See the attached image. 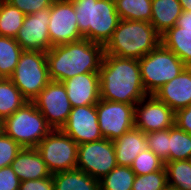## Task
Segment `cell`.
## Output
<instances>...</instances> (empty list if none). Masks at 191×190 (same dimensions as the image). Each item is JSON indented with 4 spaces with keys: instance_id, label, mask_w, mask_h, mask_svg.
Wrapping results in <instances>:
<instances>
[{
    "instance_id": "1",
    "label": "cell",
    "mask_w": 191,
    "mask_h": 190,
    "mask_svg": "<svg viewBox=\"0 0 191 190\" xmlns=\"http://www.w3.org/2000/svg\"><path fill=\"white\" fill-rule=\"evenodd\" d=\"M100 98L106 101L137 104L147 96L139 61L104 54L99 70Z\"/></svg>"
},
{
    "instance_id": "2",
    "label": "cell",
    "mask_w": 191,
    "mask_h": 190,
    "mask_svg": "<svg viewBox=\"0 0 191 190\" xmlns=\"http://www.w3.org/2000/svg\"><path fill=\"white\" fill-rule=\"evenodd\" d=\"M104 45L88 39L51 47L46 52L49 79L63 82L79 74L99 72Z\"/></svg>"
},
{
    "instance_id": "3",
    "label": "cell",
    "mask_w": 191,
    "mask_h": 190,
    "mask_svg": "<svg viewBox=\"0 0 191 190\" xmlns=\"http://www.w3.org/2000/svg\"><path fill=\"white\" fill-rule=\"evenodd\" d=\"M161 44V35L150 22L120 19L104 45L105 54L140 59Z\"/></svg>"
},
{
    "instance_id": "4",
    "label": "cell",
    "mask_w": 191,
    "mask_h": 190,
    "mask_svg": "<svg viewBox=\"0 0 191 190\" xmlns=\"http://www.w3.org/2000/svg\"><path fill=\"white\" fill-rule=\"evenodd\" d=\"M83 39L105 45L120 20L114 0H71Z\"/></svg>"
},
{
    "instance_id": "5",
    "label": "cell",
    "mask_w": 191,
    "mask_h": 190,
    "mask_svg": "<svg viewBox=\"0 0 191 190\" xmlns=\"http://www.w3.org/2000/svg\"><path fill=\"white\" fill-rule=\"evenodd\" d=\"M3 130L22 147L35 148L53 129L35 103L28 101L3 120Z\"/></svg>"
},
{
    "instance_id": "6",
    "label": "cell",
    "mask_w": 191,
    "mask_h": 190,
    "mask_svg": "<svg viewBox=\"0 0 191 190\" xmlns=\"http://www.w3.org/2000/svg\"><path fill=\"white\" fill-rule=\"evenodd\" d=\"M138 61L142 83L147 94H154L186 67L174 52L162 44Z\"/></svg>"
},
{
    "instance_id": "7",
    "label": "cell",
    "mask_w": 191,
    "mask_h": 190,
    "mask_svg": "<svg viewBox=\"0 0 191 190\" xmlns=\"http://www.w3.org/2000/svg\"><path fill=\"white\" fill-rule=\"evenodd\" d=\"M10 79L28 101H33L51 81L46 52L24 50Z\"/></svg>"
},
{
    "instance_id": "8",
    "label": "cell",
    "mask_w": 191,
    "mask_h": 190,
    "mask_svg": "<svg viewBox=\"0 0 191 190\" xmlns=\"http://www.w3.org/2000/svg\"><path fill=\"white\" fill-rule=\"evenodd\" d=\"M35 148L51 174L76 168L78 144L61 129L52 130Z\"/></svg>"
},
{
    "instance_id": "9",
    "label": "cell",
    "mask_w": 191,
    "mask_h": 190,
    "mask_svg": "<svg viewBox=\"0 0 191 190\" xmlns=\"http://www.w3.org/2000/svg\"><path fill=\"white\" fill-rule=\"evenodd\" d=\"M117 164L113 141L103 138L90 143L78 144L76 168L101 180Z\"/></svg>"
},
{
    "instance_id": "10",
    "label": "cell",
    "mask_w": 191,
    "mask_h": 190,
    "mask_svg": "<svg viewBox=\"0 0 191 190\" xmlns=\"http://www.w3.org/2000/svg\"><path fill=\"white\" fill-rule=\"evenodd\" d=\"M135 105L100 98L96 111L103 138L113 141L134 127Z\"/></svg>"
},
{
    "instance_id": "11",
    "label": "cell",
    "mask_w": 191,
    "mask_h": 190,
    "mask_svg": "<svg viewBox=\"0 0 191 190\" xmlns=\"http://www.w3.org/2000/svg\"><path fill=\"white\" fill-rule=\"evenodd\" d=\"M33 102L53 130L61 129L66 124L72 110L62 82L50 81Z\"/></svg>"
},
{
    "instance_id": "12",
    "label": "cell",
    "mask_w": 191,
    "mask_h": 190,
    "mask_svg": "<svg viewBox=\"0 0 191 190\" xmlns=\"http://www.w3.org/2000/svg\"><path fill=\"white\" fill-rule=\"evenodd\" d=\"M52 47L83 39L79 32L76 12L71 0H54L48 23Z\"/></svg>"
},
{
    "instance_id": "13",
    "label": "cell",
    "mask_w": 191,
    "mask_h": 190,
    "mask_svg": "<svg viewBox=\"0 0 191 190\" xmlns=\"http://www.w3.org/2000/svg\"><path fill=\"white\" fill-rule=\"evenodd\" d=\"M174 120L175 112L153 94L135 105L134 127L144 133L167 130L174 125Z\"/></svg>"
},
{
    "instance_id": "14",
    "label": "cell",
    "mask_w": 191,
    "mask_h": 190,
    "mask_svg": "<svg viewBox=\"0 0 191 190\" xmlns=\"http://www.w3.org/2000/svg\"><path fill=\"white\" fill-rule=\"evenodd\" d=\"M61 130L77 144L103 139L98 124L96 104L72 108L68 120Z\"/></svg>"
},
{
    "instance_id": "15",
    "label": "cell",
    "mask_w": 191,
    "mask_h": 190,
    "mask_svg": "<svg viewBox=\"0 0 191 190\" xmlns=\"http://www.w3.org/2000/svg\"><path fill=\"white\" fill-rule=\"evenodd\" d=\"M49 20L50 8L25 15L23 25L15 37L23 50L47 52L52 47L49 39Z\"/></svg>"
},
{
    "instance_id": "16",
    "label": "cell",
    "mask_w": 191,
    "mask_h": 190,
    "mask_svg": "<svg viewBox=\"0 0 191 190\" xmlns=\"http://www.w3.org/2000/svg\"><path fill=\"white\" fill-rule=\"evenodd\" d=\"M62 83L72 108L94 105L100 100L99 72L79 74Z\"/></svg>"
},
{
    "instance_id": "17",
    "label": "cell",
    "mask_w": 191,
    "mask_h": 190,
    "mask_svg": "<svg viewBox=\"0 0 191 190\" xmlns=\"http://www.w3.org/2000/svg\"><path fill=\"white\" fill-rule=\"evenodd\" d=\"M174 112L191 104V67L186 66L181 73L161 86L153 94Z\"/></svg>"
},
{
    "instance_id": "18",
    "label": "cell",
    "mask_w": 191,
    "mask_h": 190,
    "mask_svg": "<svg viewBox=\"0 0 191 190\" xmlns=\"http://www.w3.org/2000/svg\"><path fill=\"white\" fill-rule=\"evenodd\" d=\"M11 167L21 182L52 175L36 148L23 147Z\"/></svg>"
},
{
    "instance_id": "19",
    "label": "cell",
    "mask_w": 191,
    "mask_h": 190,
    "mask_svg": "<svg viewBox=\"0 0 191 190\" xmlns=\"http://www.w3.org/2000/svg\"><path fill=\"white\" fill-rule=\"evenodd\" d=\"M113 144L118 166L131 167L137 155L148 149L146 133L136 127L113 140Z\"/></svg>"
},
{
    "instance_id": "20",
    "label": "cell",
    "mask_w": 191,
    "mask_h": 190,
    "mask_svg": "<svg viewBox=\"0 0 191 190\" xmlns=\"http://www.w3.org/2000/svg\"><path fill=\"white\" fill-rule=\"evenodd\" d=\"M150 23L162 35L176 25L183 10L178 0H152Z\"/></svg>"
},
{
    "instance_id": "21",
    "label": "cell",
    "mask_w": 191,
    "mask_h": 190,
    "mask_svg": "<svg viewBox=\"0 0 191 190\" xmlns=\"http://www.w3.org/2000/svg\"><path fill=\"white\" fill-rule=\"evenodd\" d=\"M161 44L174 52L180 60L191 67V31L177 25L161 35Z\"/></svg>"
},
{
    "instance_id": "22",
    "label": "cell",
    "mask_w": 191,
    "mask_h": 190,
    "mask_svg": "<svg viewBox=\"0 0 191 190\" xmlns=\"http://www.w3.org/2000/svg\"><path fill=\"white\" fill-rule=\"evenodd\" d=\"M54 190H100L99 180L80 169L52 174Z\"/></svg>"
},
{
    "instance_id": "23",
    "label": "cell",
    "mask_w": 191,
    "mask_h": 190,
    "mask_svg": "<svg viewBox=\"0 0 191 190\" xmlns=\"http://www.w3.org/2000/svg\"><path fill=\"white\" fill-rule=\"evenodd\" d=\"M26 102L28 100L10 78H4L0 81V118L4 120L9 117Z\"/></svg>"
},
{
    "instance_id": "24",
    "label": "cell",
    "mask_w": 191,
    "mask_h": 190,
    "mask_svg": "<svg viewBox=\"0 0 191 190\" xmlns=\"http://www.w3.org/2000/svg\"><path fill=\"white\" fill-rule=\"evenodd\" d=\"M120 19L151 21L152 0H114Z\"/></svg>"
},
{
    "instance_id": "25",
    "label": "cell",
    "mask_w": 191,
    "mask_h": 190,
    "mask_svg": "<svg viewBox=\"0 0 191 190\" xmlns=\"http://www.w3.org/2000/svg\"><path fill=\"white\" fill-rule=\"evenodd\" d=\"M24 50L15 38L0 36V74L10 78Z\"/></svg>"
},
{
    "instance_id": "26",
    "label": "cell",
    "mask_w": 191,
    "mask_h": 190,
    "mask_svg": "<svg viewBox=\"0 0 191 190\" xmlns=\"http://www.w3.org/2000/svg\"><path fill=\"white\" fill-rule=\"evenodd\" d=\"M25 14L6 0H0V36L15 38Z\"/></svg>"
},
{
    "instance_id": "27",
    "label": "cell",
    "mask_w": 191,
    "mask_h": 190,
    "mask_svg": "<svg viewBox=\"0 0 191 190\" xmlns=\"http://www.w3.org/2000/svg\"><path fill=\"white\" fill-rule=\"evenodd\" d=\"M167 185L176 190H191V164L189 160L165 163Z\"/></svg>"
},
{
    "instance_id": "28",
    "label": "cell",
    "mask_w": 191,
    "mask_h": 190,
    "mask_svg": "<svg viewBox=\"0 0 191 190\" xmlns=\"http://www.w3.org/2000/svg\"><path fill=\"white\" fill-rule=\"evenodd\" d=\"M191 157V134L175 124L169 128V161L188 160Z\"/></svg>"
},
{
    "instance_id": "29",
    "label": "cell",
    "mask_w": 191,
    "mask_h": 190,
    "mask_svg": "<svg viewBox=\"0 0 191 190\" xmlns=\"http://www.w3.org/2000/svg\"><path fill=\"white\" fill-rule=\"evenodd\" d=\"M135 173L131 167L116 166L100 182V190H132Z\"/></svg>"
},
{
    "instance_id": "30",
    "label": "cell",
    "mask_w": 191,
    "mask_h": 190,
    "mask_svg": "<svg viewBox=\"0 0 191 190\" xmlns=\"http://www.w3.org/2000/svg\"><path fill=\"white\" fill-rule=\"evenodd\" d=\"M167 185V171L165 166L146 175H136L132 190H165Z\"/></svg>"
},
{
    "instance_id": "31",
    "label": "cell",
    "mask_w": 191,
    "mask_h": 190,
    "mask_svg": "<svg viewBox=\"0 0 191 190\" xmlns=\"http://www.w3.org/2000/svg\"><path fill=\"white\" fill-rule=\"evenodd\" d=\"M165 166L164 162L150 149L141 151L131 165L135 175H146L161 170Z\"/></svg>"
},
{
    "instance_id": "32",
    "label": "cell",
    "mask_w": 191,
    "mask_h": 190,
    "mask_svg": "<svg viewBox=\"0 0 191 190\" xmlns=\"http://www.w3.org/2000/svg\"><path fill=\"white\" fill-rule=\"evenodd\" d=\"M148 149L156 154L164 164L169 162V129L146 133Z\"/></svg>"
},
{
    "instance_id": "33",
    "label": "cell",
    "mask_w": 191,
    "mask_h": 190,
    "mask_svg": "<svg viewBox=\"0 0 191 190\" xmlns=\"http://www.w3.org/2000/svg\"><path fill=\"white\" fill-rule=\"evenodd\" d=\"M23 147L4 132L0 135V168L11 166Z\"/></svg>"
},
{
    "instance_id": "34",
    "label": "cell",
    "mask_w": 191,
    "mask_h": 190,
    "mask_svg": "<svg viewBox=\"0 0 191 190\" xmlns=\"http://www.w3.org/2000/svg\"><path fill=\"white\" fill-rule=\"evenodd\" d=\"M12 6L17 7L25 15L50 8L54 0H6Z\"/></svg>"
},
{
    "instance_id": "35",
    "label": "cell",
    "mask_w": 191,
    "mask_h": 190,
    "mask_svg": "<svg viewBox=\"0 0 191 190\" xmlns=\"http://www.w3.org/2000/svg\"><path fill=\"white\" fill-rule=\"evenodd\" d=\"M20 183L11 166L0 168V190H19Z\"/></svg>"
},
{
    "instance_id": "36",
    "label": "cell",
    "mask_w": 191,
    "mask_h": 190,
    "mask_svg": "<svg viewBox=\"0 0 191 190\" xmlns=\"http://www.w3.org/2000/svg\"><path fill=\"white\" fill-rule=\"evenodd\" d=\"M19 190H54L53 177L22 181Z\"/></svg>"
},
{
    "instance_id": "37",
    "label": "cell",
    "mask_w": 191,
    "mask_h": 190,
    "mask_svg": "<svg viewBox=\"0 0 191 190\" xmlns=\"http://www.w3.org/2000/svg\"><path fill=\"white\" fill-rule=\"evenodd\" d=\"M174 124L183 131L191 134V104L175 112Z\"/></svg>"
},
{
    "instance_id": "38",
    "label": "cell",
    "mask_w": 191,
    "mask_h": 190,
    "mask_svg": "<svg viewBox=\"0 0 191 190\" xmlns=\"http://www.w3.org/2000/svg\"><path fill=\"white\" fill-rule=\"evenodd\" d=\"M176 25L191 31V12L183 11L178 18Z\"/></svg>"
},
{
    "instance_id": "39",
    "label": "cell",
    "mask_w": 191,
    "mask_h": 190,
    "mask_svg": "<svg viewBox=\"0 0 191 190\" xmlns=\"http://www.w3.org/2000/svg\"><path fill=\"white\" fill-rule=\"evenodd\" d=\"M183 11L191 12V0H178Z\"/></svg>"
},
{
    "instance_id": "40",
    "label": "cell",
    "mask_w": 191,
    "mask_h": 190,
    "mask_svg": "<svg viewBox=\"0 0 191 190\" xmlns=\"http://www.w3.org/2000/svg\"><path fill=\"white\" fill-rule=\"evenodd\" d=\"M4 132L3 130V119L0 118V135Z\"/></svg>"
},
{
    "instance_id": "41",
    "label": "cell",
    "mask_w": 191,
    "mask_h": 190,
    "mask_svg": "<svg viewBox=\"0 0 191 190\" xmlns=\"http://www.w3.org/2000/svg\"><path fill=\"white\" fill-rule=\"evenodd\" d=\"M165 190H176V189H173V188L167 187Z\"/></svg>"
},
{
    "instance_id": "42",
    "label": "cell",
    "mask_w": 191,
    "mask_h": 190,
    "mask_svg": "<svg viewBox=\"0 0 191 190\" xmlns=\"http://www.w3.org/2000/svg\"><path fill=\"white\" fill-rule=\"evenodd\" d=\"M2 79H4V77L0 74V81H1Z\"/></svg>"
}]
</instances>
